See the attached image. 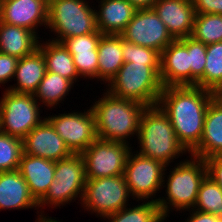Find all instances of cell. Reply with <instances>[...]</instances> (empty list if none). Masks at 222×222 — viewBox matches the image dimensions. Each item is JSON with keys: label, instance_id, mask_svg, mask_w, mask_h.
<instances>
[{"label": "cell", "instance_id": "cell-40", "mask_svg": "<svg viewBox=\"0 0 222 222\" xmlns=\"http://www.w3.org/2000/svg\"><path fill=\"white\" fill-rule=\"evenodd\" d=\"M42 213H44V210L41 211V213L38 215L39 217H38V219L36 220V222H61V221H59V220H56V218H55V219H52V217L44 216L45 214H42Z\"/></svg>", "mask_w": 222, "mask_h": 222}, {"label": "cell", "instance_id": "cell-38", "mask_svg": "<svg viewBox=\"0 0 222 222\" xmlns=\"http://www.w3.org/2000/svg\"><path fill=\"white\" fill-rule=\"evenodd\" d=\"M190 216L185 222H219L218 217L210 214L190 209Z\"/></svg>", "mask_w": 222, "mask_h": 222}, {"label": "cell", "instance_id": "cell-30", "mask_svg": "<svg viewBox=\"0 0 222 222\" xmlns=\"http://www.w3.org/2000/svg\"><path fill=\"white\" fill-rule=\"evenodd\" d=\"M193 209L216 217L222 215V188L208 176L200 185Z\"/></svg>", "mask_w": 222, "mask_h": 222}, {"label": "cell", "instance_id": "cell-27", "mask_svg": "<svg viewBox=\"0 0 222 222\" xmlns=\"http://www.w3.org/2000/svg\"><path fill=\"white\" fill-rule=\"evenodd\" d=\"M73 83L56 73L46 72L44 78L40 82L37 91L34 93V97L38 100L39 104L50 108L54 107L68 95L72 89Z\"/></svg>", "mask_w": 222, "mask_h": 222}, {"label": "cell", "instance_id": "cell-6", "mask_svg": "<svg viewBox=\"0 0 222 222\" xmlns=\"http://www.w3.org/2000/svg\"><path fill=\"white\" fill-rule=\"evenodd\" d=\"M88 3L85 0H48L46 28L57 36L53 41L62 43L69 37L97 31L96 9Z\"/></svg>", "mask_w": 222, "mask_h": 222}, {"label": "cell", "instance_id": "cell-2", "mask_svg": "<svg viewBox=\"0 0 222 222\" xmlns=\"http://www.w3.org/2000/svg\"><path fill=\"white\" fill-rule=\"evenodd\" d=\"M99 99L91 106L98 138L129 144L128 138L138 135L140 119L147 106L108 92Z\"/></svg>", "mask_w": 222, "mask_h": 222}, {"label": "cell", "instance_id": "cell-3", "mask_svg": "<svg viewBox=\"0 0 222 222\" xmlns=\"http://www.w3.org/2000/svg\"><path fill=\"white\" fill-rule=\"evenodd\" d=\"M137 139L140 144L137 153L165 166H171L169 163L187 152L179 143L169 118L158 105L145 108Z\"/></svg>", "mask_w": 222, "mask_h": 222}, {"label": "cell", "instance_id": "cell-13", "mask_svg": "<svg viewBox=\"0 0 222 222\" xmlns=\"http://www.w3.org/2000/svg\"><path fill=\"white\" fill-rule=\"evenodd\" d=\"M120 36L128 42L152 48L159 53L175 40L152 8L137 9Z\"/></svg>", "mask_w": 222, "mask_h": 222}, {"label": "cell", "instance_id": "cell-7", "mask_svg": "<svg viewBox=\"0 0 222 222\" xmlns=\"http://www.w3.org/2000/svg\"><path fill=\"white\" fill-rule=\"evenodd\" d=\"M86 174L83 157L81 154H72L67 158L55 161L54 179L45 194L38 202V208L45 207L47 204L51 207H60L70 204L72 200L83 198L86 185Z\"/></svg>", "mask_w": 222, "mask_h": 222}, {"label": "cell", "instance_id": "cell-31", "mask_svg": "<svg viewBox=\"0 0 222 222\" xmlns=\"http://www.w3.org/2000/svg\"><path fill=\"white\" fill-rule=\"evenodd\" d=\"M204 89L216 94L222 89V42L206 45Z\"/></svg>", "mask_w": 222, "mask_h": 222}, {"label": "cell", "instance_id": "cell-14", "mask_svg": "<svg viewBox=\"0 0 222 222\" xmlns=\"http://www.w3.org/2000/svg\"><path fill=\"white\" fill-rule=\"evenodd\" d=\"M22 140L23 153L32 156L59 161L73 154L45 117Z\"/></svg>", "mask_w": 222, "mask_h": 222}, {"label": "cell", "instance_id": "cell-12", "mask_svg": "<svg viewBox=\"0 0 222 222\" xmlns=\"http://www.w3.org/2000/svg\"><path fill=\"white\" fill-rule=\"evenodd\" d=\"M73 154L83 153L97 138L92 109L46 117Z\"/></svg>", "mask_w": 222, "mask_h": 222}, {"label": "cell", "instance_id": "cell-22", "mask_svg": "<svg viewBox=\"0 0 222 222\" xmlns=\"http://www.w3.org/2000/svg\"><path fill=\"white\" fill-rule=\"evenodd\" d=\"M38 203L31 196L28 184L19 170L0 172V211L7 209H32Z\"/></svg>", "mask_w": 222, "mask_h": 222}, {"label": "cell", "instance_id": "cell-18", "mask_svg": "<svg viewBox=\"0 0 222 222\" xmlns=\"http://www.w3.org/2000/svg\"><path fill=\"white\" fill-rule=\"evenodd\" d=\"M103 34L93 33L69 37L62 43L73 57L79 76L98 80V44Z\"/></svg>", "mask_w": 222, "mask_h": 222}, {"label": "cell", "instance_id": "cell-37", "mask_svg": "<svg viewBox=\"0 0 222 222\" xmlns=\"http://www.w3.org/2000/svg\"><path fill=\"white\" fill-rule=\"evenodd\" d=\"M207 176L222 188V156H212L205 159Z\"/></svg>", "mask_w": 222, "mask_h": 222}, {"label": "cell", "instance_id": "cell-24", "mask_svg": "<svg viewBox=\"0 0 222 222\" xmlns=\"http://www.w3.org/2000/svg\"><path fill=\"white\" fill-rule=\"evenodd\" d=\"M38 36L29 29L0 22V52L18 59L28 56L38 49Z\"/></svg>", "mask_w": 222, "mask_h": 222}, {"label": "cell", "instance_id": "cell-28", "mask_svg": "<svg viewBox=\"0 0 222 222\" xmlns=\"http://www.w3.org/2000/svg\"><path fill=\"white\" fill-rule=\"evenodd\" d=\"M108 222H164L166 220L161 213L157 202L149 200L139 203L134 207H124L116 213L104 218Z\"/></svg>", "mask_w": 222, "mask_h": 222}, {"label": "cell", "instance_id": "cell-34", "mask_svg": "<svg viewBox=\"0 0 222 222\" xmlns=\"http://www.w3.org/2000/svg\"><path fill=\"white\" fill-rule=\"evenodd\" d=\"M124 62L160 64V53L152 48L133 44L122 38Z\"/></svg>", "mask_w": 222, "mask_h": 222}, {"label": "cell", "instance_id": "cell-39", "mask_svg": "<svg viewBox=\"0 0 222 222\" xmlns=\"http://www.w3.org/2000/svg\"><path fill=\"white\" fill-rule=\"evenodd\" d=\"M137 9H151L157 0H128Z\"/></svg>", "mask_w": 222, "mask_h": 222}, {"label": "cell", "instance_id": "cell-32", "mask_svg": "<svg viewBox=\"0 0 222 222\" xmlns=\"http://www.w3.org/2000/svg\"><path fill=\"white\" fill-rule=\"evenodd\" d=\"M23 140L0 131V172L19 168Z\"/></svg>", "mask_w": 222, "mask_h": 222}, {"label": "cell", "instance_id": "cell-41", "mask_svg": "<svg viewBox=\"0 0 222 222\" xmlns=\"http://www.w3.org/2000/svg\"><path fill=\"white\" fill-rule=\"evenodd\" d=\"M216 96L222 100V89L216 94Z\"/></svg>", "mask_w": 222, "mask_h": 222}, {"label": "cell", "instance_id": "cell-11", "mask_svg": "<svg viewBox=\"0 0 222 222\" xmlns=\"http://www.w3.org/2000/svg\"><path fill=\"white\" fill-rule=\"evenodd\" d=\"M131 145L97 138L83 153L86 179L124 174Z\"/></svg>", "mask_w": 222, "mask_h": 222}, {"label": "cell", "instance_id": "cell-23", "mask_svg": "<svg viewBox=\"0 0 222 222\" xmlns=\"http://www.w3.org/2000/svg\"><path fill=\"white\" fill-rule=\"evenodd\" d=\"M47 72L45 58L37 49L34 53L18 60L14 79L16 83L7 90L16 93L34 94Z\"/></svg>", "mask_w": 222, "mask_h": 222}, {"label": "cell", "instance_id": "cell-36", "mask_svg": "<svg viewBox=\"0 0 222 222\" xmlns=\"http://www.w3.org/2000/svg\"><path fill=\"white\" fill-rule=\"evenodd\" d=\"M196 14L222 15V0H192Z\"/></svg>", "mask_w": 222, "mask_h": 222}, {"label": "cell", "instance_id": "cell-1", "mask_svg": "<svg viewBox=\"0 0 222 222\" xmlns=\"http://www.w3.org/2000/svg\"><path fill=\"white\" fill-rule=\"evenodd\" d=\"M216 93L196 85L163 87L157 105L169 118L179 143L191 153L200 143L206 111Z\"/></svg>", "mask_w": 222, "mask_h": 222}, {"label": "cell", "instance_id": "cell-21", "mask_svg": "<svg viewBox=\"0 0 222 222\" xmlns=\"http://www.w3.org/2000/svg\"><path fill=\"white\" fill-rule=\"evenodd\" d=\"M98 3L96 27L103 35H120L137 11L128 0H98Z\"/></svg>", "mask_w": 222, "mask_h": 222}, {"label": "cell", "instance_id": "cell-25", "mask_svg": "<svg viewBox=\"0 0 222 222\" xmlns=\"http://www.w3.org/2000/svg\"><path fill=\"white\" fill-rule=\"evenodd\" d=\"M97 51L98 79L106 84L110 82L124 64L122 37L120 35H102Z\"/></svg>", "mask_w": 222, "mask_h": 222}, {"label": "cell", "instance_id": "cell-26", "mask_svg": "<svg viewBox=\"0 0 222 222\" xmlns=\"http://www.w3.org/2000/svg\"><path fill=\"white\" fill-rule=\"evenodd\" d=\"M38 49L42 52L48 72L59 74L70 80L73 84L80 78L76 70L74 60L68 49L63 43L48 41L39 43ZM75 82V83H74Z\"/></svg>", "mask_w": 222, "mask_h": 222}, {"label": "cell", "instance_id": "cell-42", "mask_svg": "<svg viewBox=\"0 0 222 222\" xmlns=\"http://www.w3.org/2000/svg\"><path fill=\"white\" fill-rule=\"evenodd\" d=\"M219 222H222V215L218 217Z\"/></svg>", "mask_w": 222, "mask_h": 222}, {"label": "cell", "instance_id": "cell-4", "mask_svg": "<svg viewBox=\"0 0 222 222\" xmlns=\"http://www.w3.org/2000/svg\"><path fill=\"white\" fill-rule=\"evenodd\" d=\"M190 159H185L174 165L170 170L168 179L163 180V188H166L167 197H158L156 202L161 210L162 216L169 217V211L173 208L175 211L193 209L200 185L207 176L205 160L190 155ZM165 182L166 185H165ZM173 207V208H171Z\"/></svg>", "mask_w": 222, "mask_h": 222}, {"label": "cell", "instance_id": "cell-35", "mask_svg": "<svg viewBox=\"0 0 222 222\" xmlns=\"http://www.w3.org/2000/svg\"><path fill=\"white\" fill-rule=\"evenodd\" d=\"M18 58L0 52V84L14 79Z\"/></svg>", "mask_w": 222, "mask_h": 222}, {"label": "cell", "instance_id": "cell-19", "mask_svg": "<svg viewBox=\"0 0 222 222\" xmlns=\"http://www.w3.org/2000/svg\"><path fill=\"white\" fill-rule=\"evenodd\" d=\"M18 170L28 184L31 196L38 203L54 179L55 161L22 153Z\"/></svg>", "mask_w": 222, "mask_h": 222}, {"label": "cell", "instance_id": "cell-20", "mask_svg": "<svg viewBox=\"0 0 222 222\" xmlns=\"http://www.w3.org/2000/svg\"><path fill=\"white\" fill-rule=\"evenodd\" d=\"M190 154L204 160L222 156V100L217 96L208 105L201 141Z\"/></svg>", "mask_w": 222, "mask_h": 222}, {"label": "cell", "instance_id": "cell-9", "mask_svg": "<svg viewBox=\"0 0 222 222\" xmlns=\"http://www.w3.org/2000/svg\"><path fill=\"white\" fill-rule=\"evenodd\" d=\"M131 196L124 175L87 179L82 198L83 208L101 218L128 206Z\"/></svg>", "mask_w": 222, "mask_h": 222}, {"label": "cell", "instance_id": "cell-16", "mask_svg": "<svg viewBox=\"0 0 222 222\" xmlns=\"http://www.w3.org/2000/svg\"><path fill=\"white\" fill-rule=\"evenodd\" d=\"M160 79L163 87L191 85L186 37L175 39L160 53Z\"/></svg>", "mask_w": 222, "mask_h": 222}, {"label": "cell", "instance_id": "cell-15", "mask_svg": "<svg viewBox=\"0 0 222 222\" xmlns=\"http://www.w3.org/2000/svg\"><path fill=\"white\" fill-rule=\"evenodd\" d=\"M48 0H0V22L29 29L47 26Z\"/></svg>", "mask_w": 222, "mask_h": 222}, {"label": "cell", "instance_id": "cell-5", "mask_svg": "<svg viewBox=\"0 0 222 222\" xmlns=\"http://www.w3.org/2000/svg\"><path fill=\"white\" fill-rule=\"evenodd\" d=\"M106 86V91L117 98L155 106L163 90L160 64L124 62Z\"/></svg>", "mask_w": 222, "mask_h": 222}, {"label": "cell", "instance_id": "cell-8", "mask_svg": "<svg viewBox=\"0 0 222 222\" xmlns=\"http://www.w3.org/2000/svg\"><path fill=\"white\" fill-rule=\"evenodd\" d=\"M0 99V131L23 139L44 119L40 117L41 104L34 94L5 90Z\"/></svg>", "mask_w": 222, "mask_h": 222}, {"label": "cell", "instance_id": "cell-33", "mask_svg": "<svg viewBox=\"0 0 222 222\" xmlns=\"http://www.w3.org/2000/svg\"><path fill=\"white\" fill-rule=\"evenodd\" d=\"M186 48L189 52L191 66V85H196L204 89L206 44H203L192 37H186Z\"/></svg>", "mask_w": 222, "mask_h": 222}, {"label": "cell", "instance_id": "cell-10", "mask_svg": "<svg viewBox=\"0 0 222 222\" xmlns=\"http://www.w3.org/2000/svg\"><path fill=\"white\" fill-rule=\"evenodd\" d=\"M167 168L161 162L131 150L123 175L133 200L149 201L152 198L156 202L155 195L163 188Z\"/></svg>", "mask_w": 222, "mask_h": 222}, {"label": "cell", "instance_id": "cell-17", "mask_svg": "<svg viewBox=\"0 0 222 222\" xmlns=\"http://www.w3.org/2000/svg\"><path fill=\"white\" fill-rule=\"evenodd\" d=\"M152 9L174 39L191 36L196 15L192 0H157Z\"/></svg>", "mask_w": 222, "mask_h": 222}, {"label": "cell", "instance_id": "cell-29", "mask_svg": "<svg viewBox=\"0 0 222 222\" xmlns=\"http://www.w3.org/2000/svg\"><path fill=\"white\" fill-rule=\"evenodd\" d=\"M190 37L206 45L222 42V15L196 14Z\"/></svg>", "mask_w": 222, "mask_h": 222}]
</instances>
